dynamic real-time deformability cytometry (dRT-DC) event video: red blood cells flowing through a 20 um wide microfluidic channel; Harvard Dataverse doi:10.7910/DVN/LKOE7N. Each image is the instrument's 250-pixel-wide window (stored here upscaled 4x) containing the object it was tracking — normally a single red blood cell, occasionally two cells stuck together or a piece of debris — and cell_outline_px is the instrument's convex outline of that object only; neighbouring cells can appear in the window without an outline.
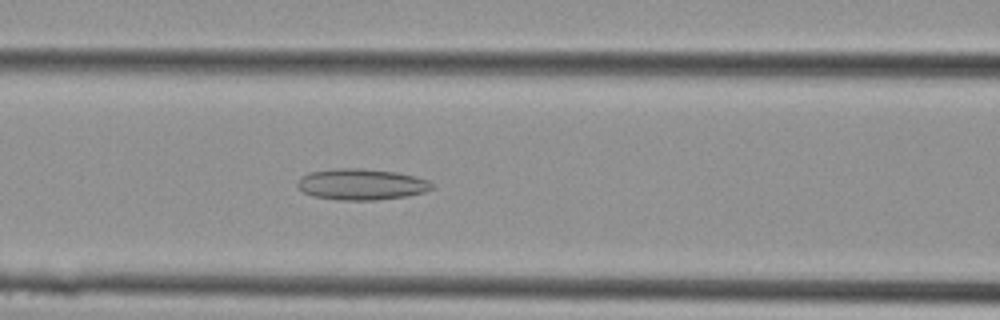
{"species": "Egyptian fruit bat (a non-hibernating species)", "species_latin": "Rousettus aegyptiacus", "temperature_condition": "cold", "stored_images_in_passage": 15, "camera_frame_rate_fps": 3000, "um_per_image_px": 0.085, "animal": {"sex": "female"}, "frame": {"image": 1, "passage_image": 8, "time_ms": 2.333, "image_size_px": [1000, 320], "cell_outline_px": [[436, 188], [424, 192], [408, 196], [376, 200], [340, 200], [312, 196], [304, 192], [296, 184], [296, 180], [300, 176], [308, 172], [336, 168], [360, 168], [396, 172], [416, 176], [428, 180]], "centroid_in_image_um": [30.71, 15.66], "position_along_channel_um": 135.9, "area_um2": 24.68}}
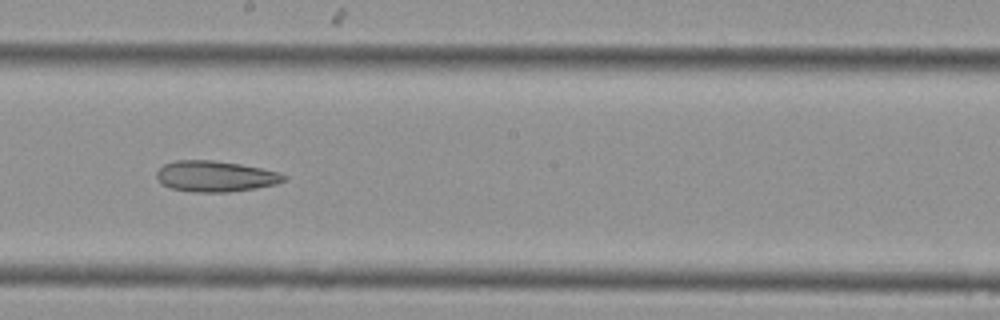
{"frame": {"image": 2, "passage_image": 12, "time_ms": 3.667, "image_size_px": [1000, 320], "cell_outline_px": [[288, 176], [284, 180], [276, 184], [256, 188], [228, 192], [192, 192], [172, 188], [164, 184], [156, 176], [156, 172], [164, 164], [176, 160], [212, 160], [240, 164], [280, 172]], "centroid_in_image_um": [18.33, 14.98], "position_along_channel_um": 229.9, "area_um2": 22.77}}
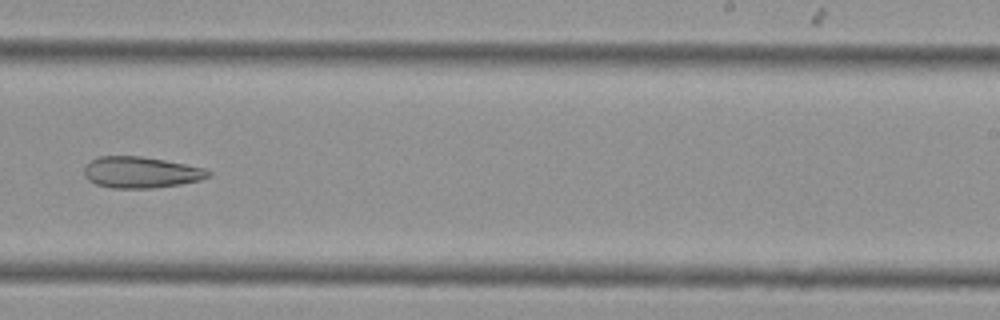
{"frame": {"image": 3, "passage_image": 14, "time_ms": 4.333, "image_size_px": [1000, 320], "cell_outline_px": [[212, 176], [200, 180], [180, 184], [152, 188], [112, 188], [96, 184], [88, 180], [84, 176], [84, 168], [92, 160], [100, 156], [140, 156], [164, 160], [204, 168], [212, 172]], "centroid_in_image_um": [11.99, 14.65], "position_along_channel_um": 277.0, "area_um2": 22.54}}